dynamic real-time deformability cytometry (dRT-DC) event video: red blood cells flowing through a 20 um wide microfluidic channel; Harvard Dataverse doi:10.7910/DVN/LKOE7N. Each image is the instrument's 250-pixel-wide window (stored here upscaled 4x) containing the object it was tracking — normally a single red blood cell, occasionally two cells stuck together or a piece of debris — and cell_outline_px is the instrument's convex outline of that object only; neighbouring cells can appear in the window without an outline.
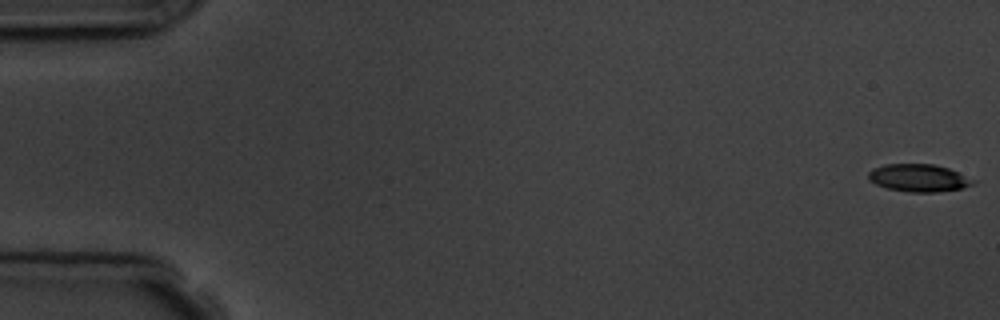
{"species": "common noctule bat (a hibernating species)", "species_latin": "Nyctalus noctula", "temperature_condition": "room temperature", "stored_images_in_passage": 5, "camera_frame_rate_fps": 3000, "um_per_image_px": 0.085, "animal": {"sex": "male", "body_mass_g": 19.5, "forearm_length_mm": 54.6}, "frame": {"image": 1, "passage_image": 1, "time_ms": 0.0, "image_size_px": [1000, 320], "cell_outline_px": [[980, 180], [976, 184], [960, 188], [936, 192], [908, 192], [888, 188], [876, 184], [868, 180], [868, 172], [872, 168], [884, 164], [932, 164], [948, 168]], "centroid_in_image_um": [78.13, 15.12], "position_along_channel_um": 6.9, "area_um2": 17.05}}
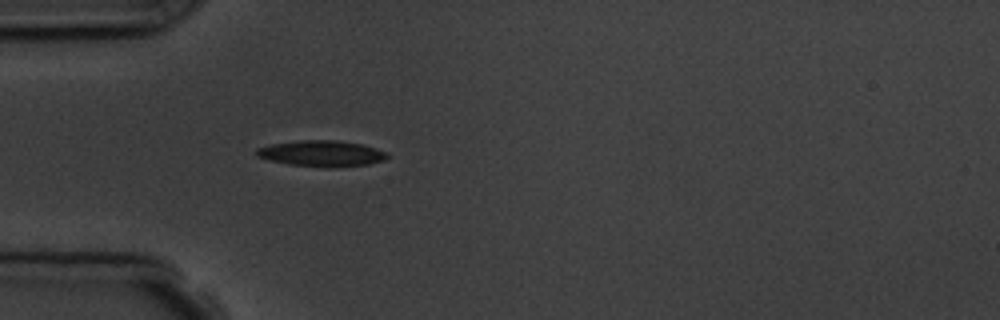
{"frame": {"image": 2, "passage_image": 5, "time_ms": 5.333, "image_size_px": [1000, 320], "cell_outline_px": [[388, 156], [384, 160], [368, 164], [288, 164], [268, 160], [256, 156], [256, 148], [272, 144], [300, 140], [336, 140], [364, 144], [388, 152]], "centroid_in_image_um": [27.31, 12.98], "position_along_channel_um": 57.7, "area_um2": 18.79}}